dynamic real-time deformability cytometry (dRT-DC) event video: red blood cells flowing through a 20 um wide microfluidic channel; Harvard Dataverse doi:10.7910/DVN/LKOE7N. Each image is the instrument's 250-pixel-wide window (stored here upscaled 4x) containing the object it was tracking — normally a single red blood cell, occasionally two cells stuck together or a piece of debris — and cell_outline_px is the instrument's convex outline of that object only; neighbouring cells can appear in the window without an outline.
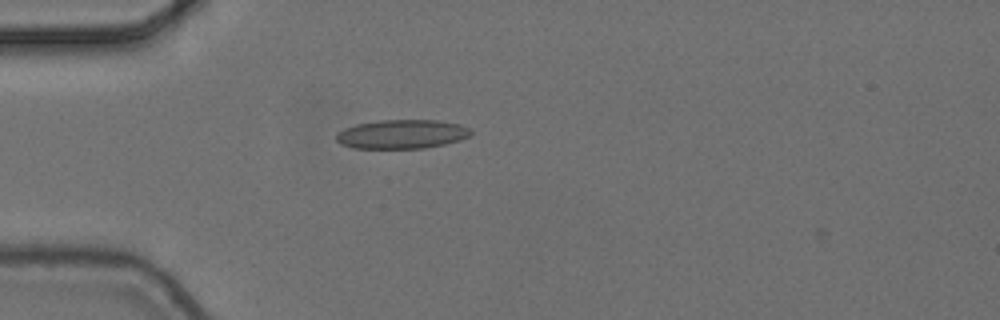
{"species": "common noctule bat (a hibernating species)", "species_latin": "Nyctalus noctula", "temperature_condition": "cold", "stored_images_in_passage": 4, "camera_frame_rate_fps": 3000, "um_per_image_px": 0.085, "animal": {"sex": "female", "body_mass_g": 24.6, "forearm_length_mm": 56.2}, "frame": {"image": 1, "passage_image": 2, "time_ms": 0.333, "image_size_px": [1000, 320], "cell_outline_px": [[472, 132], [468, 136], [460, 140], [444, 144], [424, 148], [352, 148], [340, 144], [336, 140], [336, 132], [344, 128], [356, 124], [380, 120], [436, 120], [460, 124], [468, 128]], "centroid_in_image_um": [34.11, 11.4], "position_along_channel_um": 50.9, "area_um2": 22.77}}
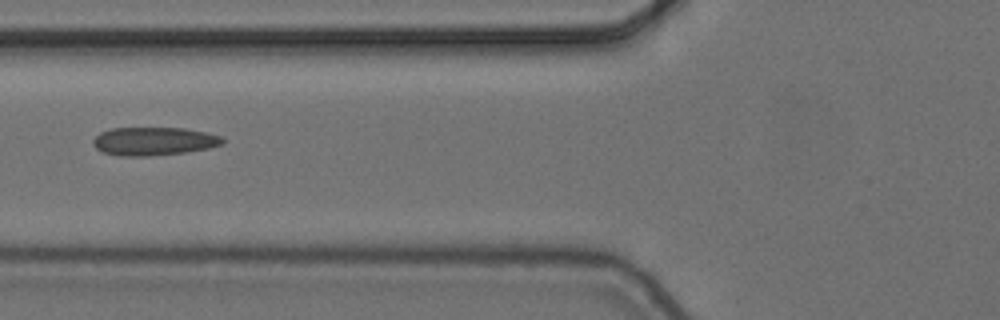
{"frame": {"image": 2, "passage_image": 4, "time_ms": 1.0, "image_size_px": [1000, 320], "cell_outline_px": [[224, 144], [208, 148], [184, 152], [148, 156], [116, 156], [104, 152], [96, 148], [92, 144], [92, 140], [100, 132], [112, 128], [184, 128], [208, 132], [220, 136], [224, 140]], "centroid_in_image_um": [13.06, 12.0], "position_along_channel_um": 112.7, "area_um2": 21.39}}